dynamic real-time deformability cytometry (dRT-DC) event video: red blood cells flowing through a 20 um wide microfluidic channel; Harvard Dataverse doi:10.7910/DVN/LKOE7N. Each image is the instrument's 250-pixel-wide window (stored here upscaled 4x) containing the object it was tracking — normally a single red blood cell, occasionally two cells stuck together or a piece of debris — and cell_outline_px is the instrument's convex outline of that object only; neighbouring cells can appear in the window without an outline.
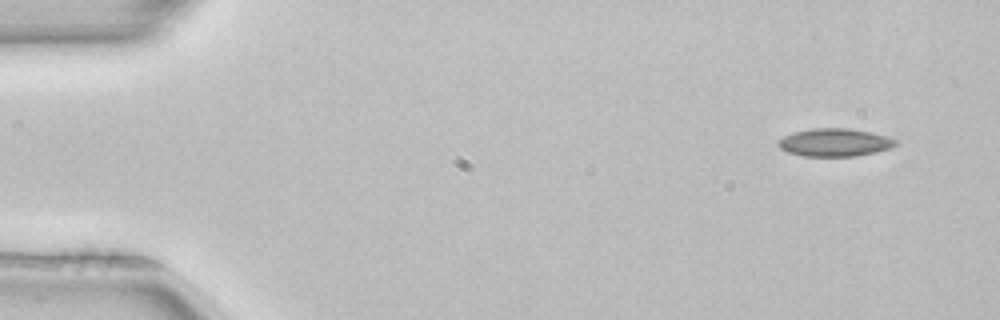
{"species": "common noctule bat (a hibernating species)", "species_latin": "Nyctalus noctula", "temperature_condition": "room temperature", "stored_images_in_passage": 3, "camera_frame_rate_fps": 3000, "um_per_image_px": 0.085, "animal": {"sex": "female", "body_mass_g": 22.7, "forearm_length_mm": 54.2}, "frame": {"image": 1, "passage_image": 1, "time_ms": 0.0, "image_size_px": [1000, 320], "cell_outline_px": [[900, 144], [892, 148], [876, 152], [856, 156], [804, 156], [788, 152], [780, 148], [776, 144], [776, 140], [792, 132], [812, 128], [848, 128], [872, 132], [888, 136], [900, 140]], "centroid_in_image_um": [71.0, 12.1], "position_along_channel_um": 14.0, "area_um2": 19.54}}